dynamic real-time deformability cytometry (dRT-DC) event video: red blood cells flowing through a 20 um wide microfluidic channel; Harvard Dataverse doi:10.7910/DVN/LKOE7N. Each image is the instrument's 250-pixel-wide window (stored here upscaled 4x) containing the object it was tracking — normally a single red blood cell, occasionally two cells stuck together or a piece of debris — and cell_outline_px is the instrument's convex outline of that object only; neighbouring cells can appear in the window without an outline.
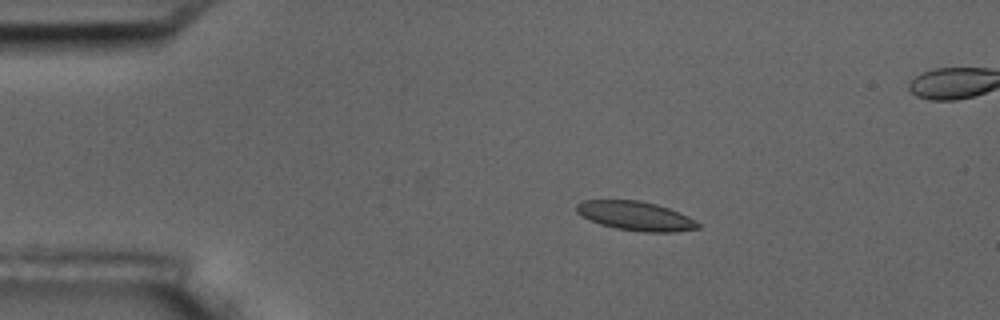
{"species": "common noctule bat (a hibernating species)", "species_latin": "Nyctalus noctula", "temperature_condition": "room temperature", "stored_images_in_passage": 6, "camera_frame_rate_fps": 3000, "um_per_image_px": 0.085, "animal": {"sex": "male", "body_mass_g": 17.5, "forearm_length_mm": 52.3}, "frame": {"image": 1, "passage_image": 3, "time_ms": 0.667, "image_size_px": [1000, 320], "cell_outline_px": [[700, 228], [672, 232], [644, 232], [616, 228], [600, 224], [576, 212], [576, 204], [584, 200], [640, 200], [656, 204], [668, 208], [688, 216], [700, 224]], "centroid_in_image_um": [54.03, 18.35], "position_along_channel_um": 31.0, "area_um2": 20.4}}